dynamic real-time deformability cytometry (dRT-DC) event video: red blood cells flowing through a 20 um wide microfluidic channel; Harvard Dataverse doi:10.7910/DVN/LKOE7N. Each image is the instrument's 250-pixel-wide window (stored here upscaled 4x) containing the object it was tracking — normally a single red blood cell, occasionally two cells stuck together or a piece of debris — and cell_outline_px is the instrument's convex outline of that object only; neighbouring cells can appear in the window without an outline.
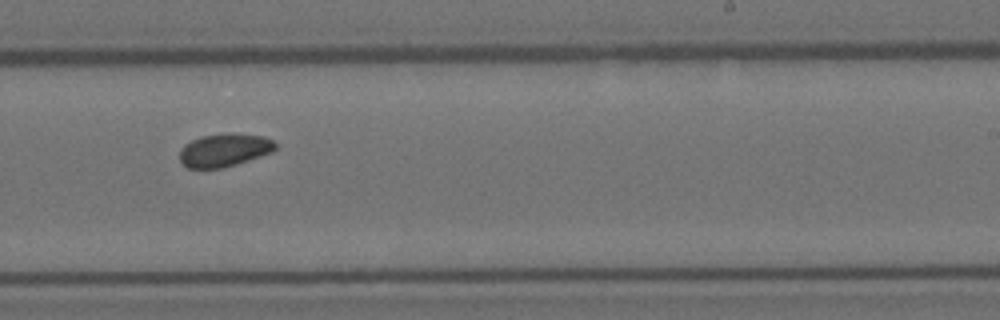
{"species": "Egyptian fruit bat (a non-hibernating species)", "species_latin": "Rousettus aegyptiacus", "temperature_condition": "room temperature", "stored_images_in_passage": 16, "camera_frame_rate_fps": 3000, "um_per_image_px": 0.085, "animal": {"sex": "female"}, "frame": {"image": 1, "passage_image": 10, "time_ms": 11.333, "image_size_px": [1000, 320], "cell_outline_px": [[276, 148], [272, 152], [224, 168], [188, 168], [180, 160], [180, 148], [184, 144], [200, 136], [232, 132], [264, 136], [272, 140], [276, 144]], "centroid_in_image_um": [19.06, 12.74], "position_along_channel_um": 269.9, "area_um2": 18.55}}
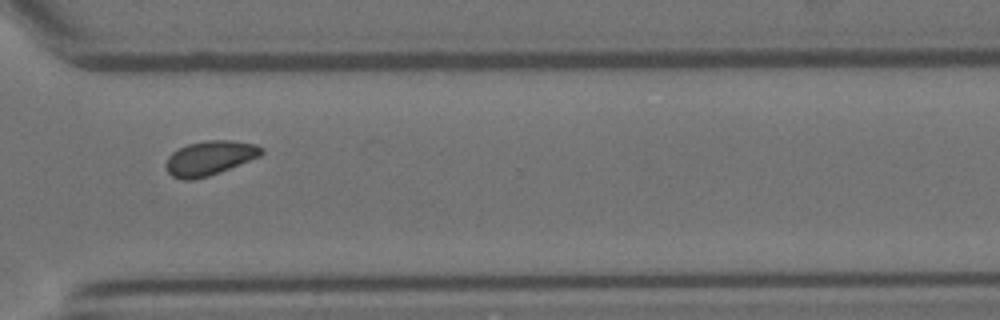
{"frame": {"image": 2, "passage_image": 12, "time_ms": 13.667, "image_size_px": [1000, 320], "cell_outline_px": [[264, 152], [260, 156], [220, 172], [208, 176], [192, 180], [184, 180], [172, 176], [168, 172], [164, 164], [168, 156], [172, 152], [188, 144], [208, 140], [228, 140], [256, 144], [264, 148]], "centroid_in_image_um": [17.82, 13.43], "position_along_channel_um": 352.8, "area_um2": 19.13}}
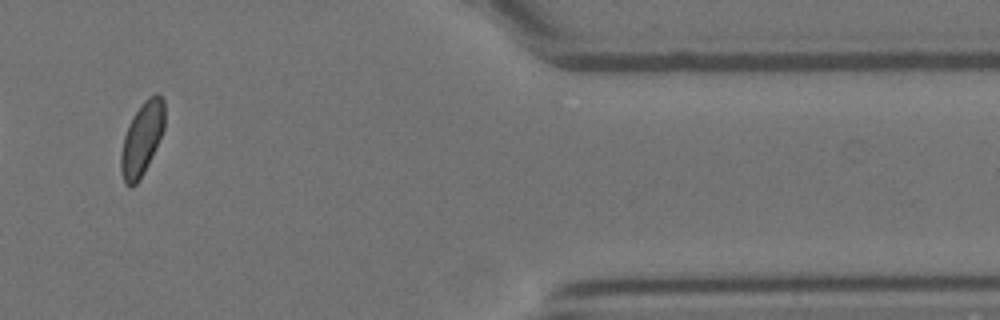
{"frame": {"image": 3, "passage_image": 14, "time_ms": 16.0, "image_size_px": [1000, 320], "cell_outline_px": [[164, 128], [148, 164], [144, 172], [136, 184], [132, 188], [128, 188], [124, 184], [120, 168], [120, 156], [124, 136], [128, 124], [132, 116], [144, 100], [148, 96], [156, 92], [164, 100]], "centroid_in_image_um": [12.04, 11.8], "position_along_channel_um": 399.4, "area_um2": 18.67}, "authors_computed_cell_mechanics": {"area_um2": 18.6116, "velocity_mm_per_s": 3.513, "shape_relaxation_time_tau1_ms": 3.4181, "shape_relaxation_time_tau2_ms": null, "deformation_change_tau1": 0.1969, "deformation_change_tau2": null}}